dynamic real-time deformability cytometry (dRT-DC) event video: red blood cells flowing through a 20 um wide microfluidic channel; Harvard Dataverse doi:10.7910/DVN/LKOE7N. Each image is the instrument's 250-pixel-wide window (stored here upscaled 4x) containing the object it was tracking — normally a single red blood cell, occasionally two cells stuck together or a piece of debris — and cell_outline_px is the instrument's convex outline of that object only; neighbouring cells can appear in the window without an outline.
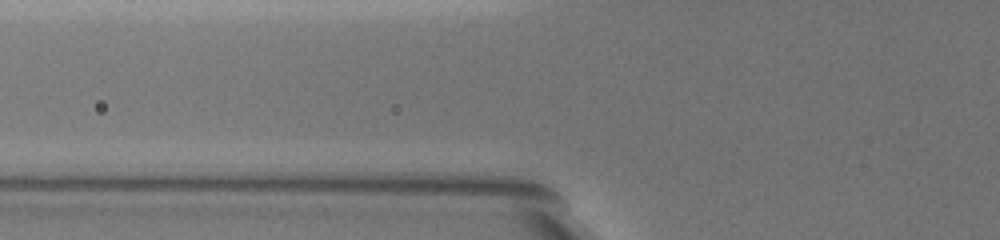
{"species": "common noctule bat (a hibernating species)", "species_latin": "Nyctalus noctula", "temperature_condition": "warm", "stored_images_in_passage": 2, "segment_of_instrument_passage": [2, 2], "camera_frame_rate_fps": 3000, "um_per_image_px": 0.085, "animal": {"sex": "female", "body_mass_g": 19.5, "forearm_length_mm": 54.1}, "frame": {"image": 1, "passage_image": 2, "time_ms": 0.333, "image_size_px": [1000, 240], "cell_outline_px": [[760, 212], [748, 224], [736, 224], [724, 208], [712, 188], [712, 172], [720, 156], [744, 180]], "centroid_in_image_um": [62.35, 16.45], "position_along_channel_um": 63.4, "area_um2": 12.95}}